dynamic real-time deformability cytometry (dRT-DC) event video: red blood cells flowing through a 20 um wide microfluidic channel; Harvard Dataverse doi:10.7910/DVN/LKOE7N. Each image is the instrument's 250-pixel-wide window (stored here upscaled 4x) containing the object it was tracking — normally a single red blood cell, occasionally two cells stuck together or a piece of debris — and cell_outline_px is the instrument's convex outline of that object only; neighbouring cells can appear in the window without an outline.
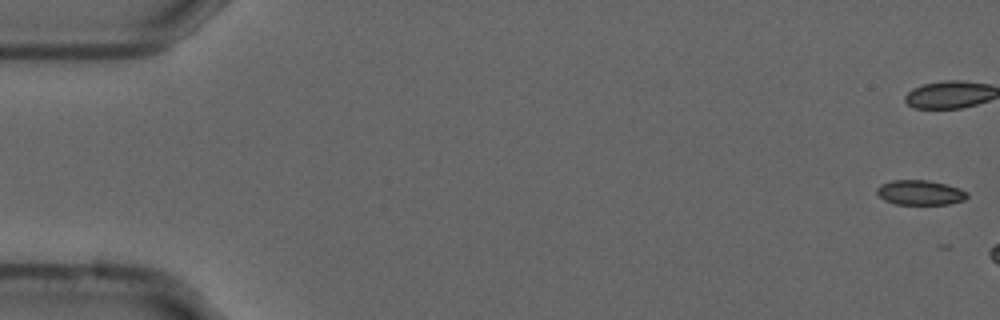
{"species": "common noctule bat (a hibernating species)", "species_latin": "Nyctalus noctula", "temperature_condition": "cold", "stored_images_in_passage": 11, "camera_frame_rate_fps": 3000, "um_per_image_px": 0.085, "animal": {"sex": "male", "forearm_length_mm": 52.5}, "frame": {"image": 1, "passage_image": 1, "time_ms": 0.0, "image_size_px": [1000, 320], "cell_outline_px": [[968, 196], [964, 200], [948, 204], [896, 204], [884, 200], [876, 192], [876, 188], [880, 184], [892, 180], [928, 180], [960, 188], [968, 192]], "centroid_in_image_um": [78.2, 16.36], "position_along_channel_um": 6.8, "area_um2": 13.06}}